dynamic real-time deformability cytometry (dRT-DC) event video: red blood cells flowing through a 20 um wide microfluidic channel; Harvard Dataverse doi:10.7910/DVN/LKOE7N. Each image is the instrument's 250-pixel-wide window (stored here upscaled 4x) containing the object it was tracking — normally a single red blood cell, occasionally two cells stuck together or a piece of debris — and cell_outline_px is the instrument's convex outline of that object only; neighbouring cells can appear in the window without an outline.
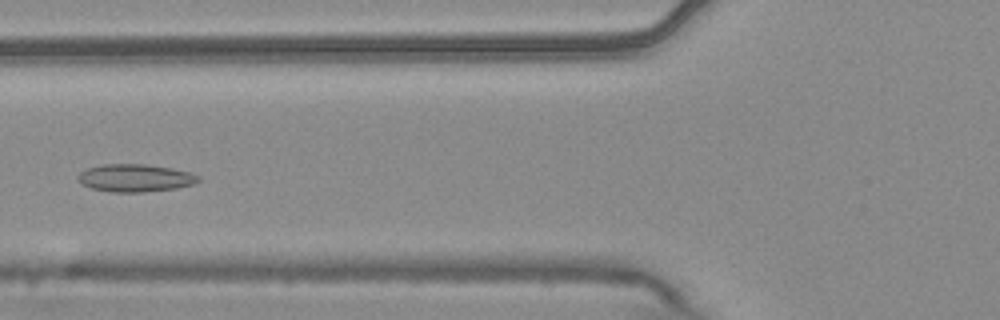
{"species": "common noctule bat (a hibernating species)", "species_latin": "Nyctalus noctula", "temperature_condition": "warm", "stored_images_in_passage": 4, "camera_frame_rate_fps": 3000, "um_per_image_px": 0.085, "animal": {"sex": "male", "body_mass_g": 20.4}, "frame": {"image": 1, "passage_image": 4, "time_ms": 1.0, "image_size_px": [1000, 320], "cell_outline_px": [[200, 180], [192, 184], [176, 188], [144, 192], [112, 192], [92, 188], [76, 180], [76, 176], [80, 172], [88, 168], [100, 164], [144, 164], [172, 168], [192, 172], [200, 176]], "centroid_in_image_um": [11.49, 15.12], "position_along_channel_um": 114.3, "area_um2": 19.48}}